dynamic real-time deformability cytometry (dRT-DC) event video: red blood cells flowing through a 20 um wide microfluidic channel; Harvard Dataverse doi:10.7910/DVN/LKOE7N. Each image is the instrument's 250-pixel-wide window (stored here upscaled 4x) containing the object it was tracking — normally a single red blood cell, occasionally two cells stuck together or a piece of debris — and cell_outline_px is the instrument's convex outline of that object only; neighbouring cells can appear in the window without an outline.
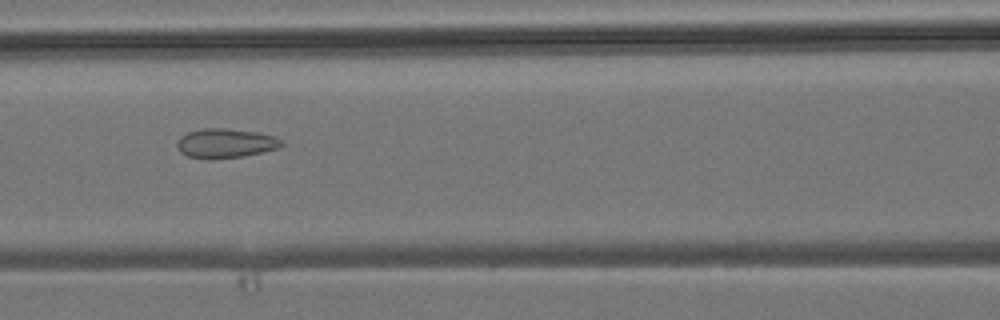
{"species": "common noctule bat (a hibernating species)", "species_latin": "Nyctalus noctula", "temperature_condition": "room temperature", "stored_images_in_passage": 7, "camera_frame_rate_fps": 3000, "um_per_image_px": 0.085, "animal": {"sex": "male", "body_mass_g": 19.2, "forearm_length_mm": 51.8}, "frame": {"image": 1, "passage_image": 7, "time_ms": 8.0, "image_size_px": [1000, 320], "cell_outline_px": [[284, 144], [276, 148], [244, 156], [188, 156], [180, 152], [176, 144], [180, 136], [188, 132], [200, 128], [224, 128], [260, 132], [276, 136], [284, 140]], "centroid_in_image_um": [19.21, 12.11], "position_along_channel_um": 147.4, "area_um2": 17.34}}